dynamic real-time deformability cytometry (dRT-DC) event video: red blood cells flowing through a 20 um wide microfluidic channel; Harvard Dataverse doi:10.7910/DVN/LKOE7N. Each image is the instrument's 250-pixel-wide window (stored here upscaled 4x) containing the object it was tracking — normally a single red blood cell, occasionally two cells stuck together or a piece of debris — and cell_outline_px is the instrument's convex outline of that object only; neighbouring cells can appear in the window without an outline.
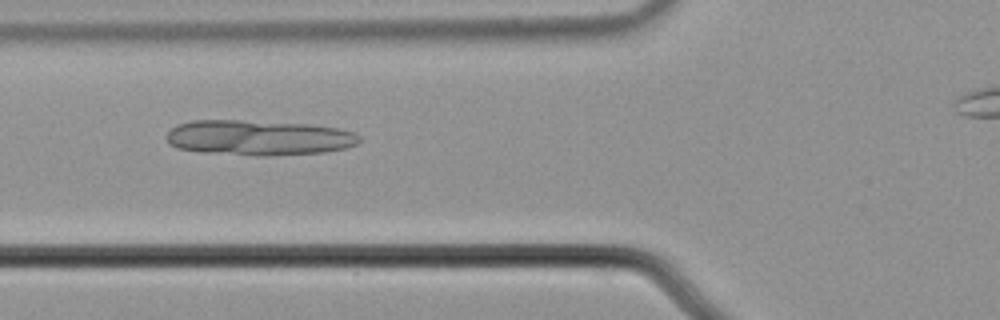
{"species": "common noctule bat (a hibernating species)", "species_latin": "Nyctalus noctula", "temperature_condition": "cold", "stored_images_in_passage": 49, "camera_frame_rate_fps": 3000, "um_per_image_px": 0.085, "animal": {"sex": "male", "body_mass_g": 21.5, "forearm_length_mm": 52.0}, "frame": {"image": 1, "passage_image": 20, "time_ms": 6.333, "image_size_px": [1000, 320], "cell_outline_px": [[360, 140], [356, 144], [344, 148], [324, 152], [268, 156], [256, 156], [200, 152], [176, 148], [168, 144], [168, 132], [176, 124], [192, 120], [240, 120], [308, 124], [340, 128], [356, 132], [360, 136]], "centroid_in_image_um": [21.98, 11.7], "position_along_channel_um": 103.8, "area_um2": 39.94}}
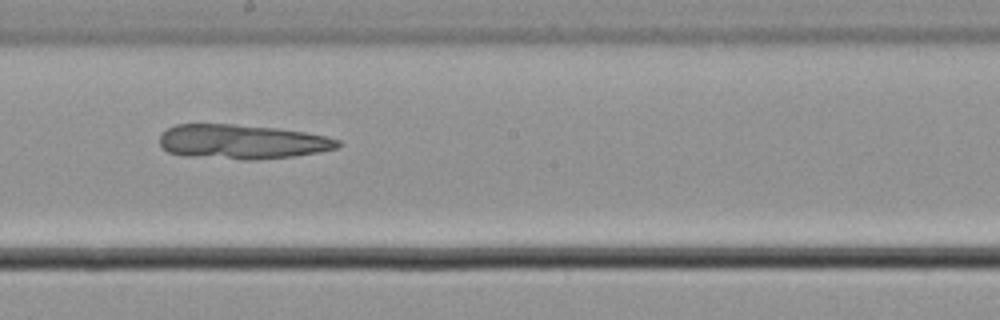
{"frame": {"image": 2, "passage_image": 30, "time_ms": 9.667, "image_size_px": [1000, 320], "cell_outline_px": [[340, 144], [336, 148], [320, 152], [292, 156], [256, 160], [248, 160], [184, 156], [168, 152], [160, 148], [160, 136], [168, 128], [176, 124], [236, 124], [276, 128], [304, 132], [324, 136], [340, 140]], "centroid_in_image_um": [20.53, 12.05], "position_along_channel_um": 227.7, "area_um2": 35.89}}
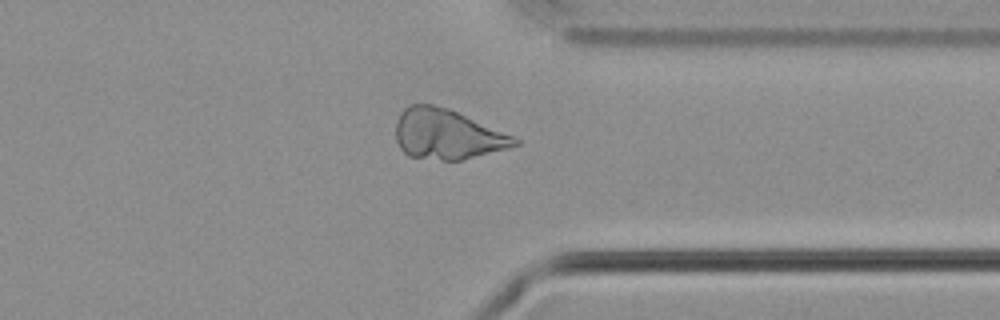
{"frame": {"image": 3, "passage_image": 42, "time_ms": 13.667, "image_size_px": [1000, 320], "cell_outline_px": [[520, 144], [508, 148], [460, 160], [444, 160], [408, 156], [400, 148], [396, 140], [396, 120], [400, 112], [408, 104], [432, 104], [448, 108], [512, 136], [520, 140]], "centroid_in_image_um": [37.95, 11.41], "position_along_channel_um": 373.4, "area_um2": 34.33}}